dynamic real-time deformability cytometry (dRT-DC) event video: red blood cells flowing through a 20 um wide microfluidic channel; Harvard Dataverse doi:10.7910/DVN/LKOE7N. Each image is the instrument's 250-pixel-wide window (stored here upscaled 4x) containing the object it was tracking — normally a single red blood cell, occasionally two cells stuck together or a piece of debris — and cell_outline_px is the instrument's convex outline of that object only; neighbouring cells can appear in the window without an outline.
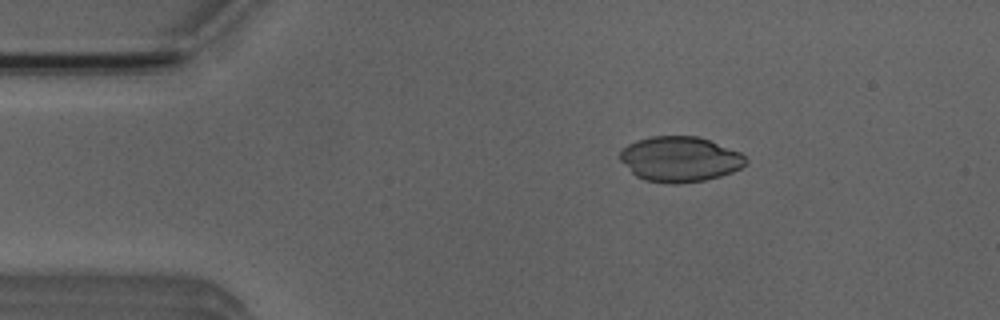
{"species": "Egyptian fruit bat (a non-hibernating species)", "species_latin": "Rousettus aegyptiacus", "temperature_condition": "room temperature", "stored_images_in_passage": 45, "camera_frame_rate_fps": 3000, "um_per_image_px": 0.085, "animal": {"sex": "male"}, "frame": {"image": 1, "passage_image": 2, "time_ms": 0.333, "image_size_px": [1000, 320], "cell_outline_px": [[748, 160], [740, 168], [732, 172], [720, 176], [704, 180], [680, 184], [668, 184], [644, 180], [636, 176], [620, 160], [620, 148], [636, 140], [652, 136], [696, 136], [708, 140], [740, 152]], "centroid_in_image_um": [57.75, 13.53], "position_along_channel_um": 27.2, "area_um2": 33.18}}
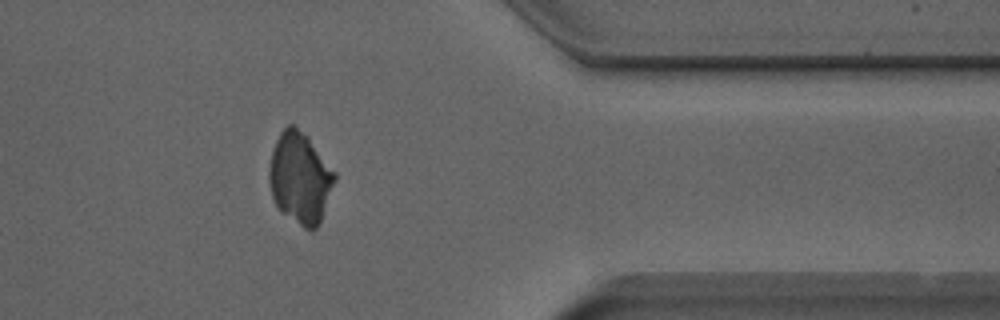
{"frame": {"image": 2, "passage_image": 35, "time_ms": 11.333, "image_size_px": [1000, 320], "cell_outline_px": [[336, 180], [320, 224], [316, 228], [304, 228], [280, 212], [272, 196], [268, 180], [268, 172], [272, 152], [276, 140], [280, 132], [288, 124], [292, 124], [308, 136], [336, 172]], "centroid_in_image_um": [25.51, 15.13], "position_along_channel_um": 385.9, "area_um2": 35.03}}
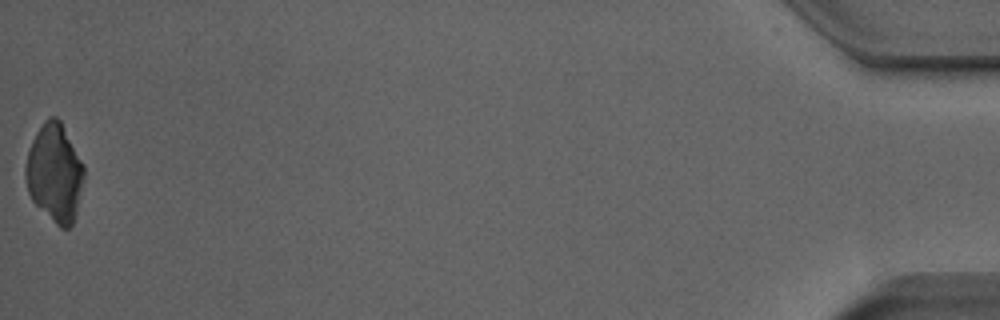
{"frame": {"image": 3, "passage_image": 45, "time_ms": 14.667, "image_size_px": [1000, 320], "cell_outline_px": [[84, 176], [76, 212], [72, 224], [68, 228], [60, 228], [32, 200], [28, 192], [24, 176], [24, 168], [28, 152], [32, 140], [36, 132], [44, 120], [48, 116], [56, 116], [60, 120], [84, 164]], "centroid_in_image_um": [4.63, 14.66], "position_along_channel_um": 430.6, "area_um2": 33.29}}